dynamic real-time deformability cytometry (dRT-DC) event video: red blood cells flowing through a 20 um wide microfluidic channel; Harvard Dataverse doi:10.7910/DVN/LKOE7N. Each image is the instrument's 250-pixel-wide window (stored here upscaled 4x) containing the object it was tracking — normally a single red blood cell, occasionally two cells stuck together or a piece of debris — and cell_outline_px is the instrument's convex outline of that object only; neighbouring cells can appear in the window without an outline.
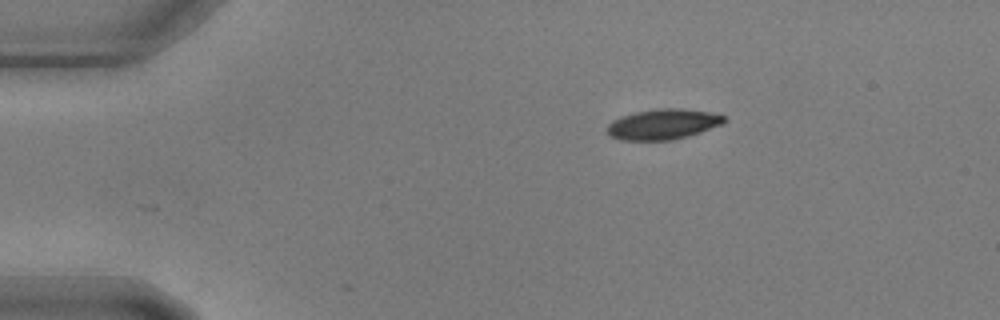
{"species": "common noctule bat (a hibernating species)", "species_latin": "Nyctalus noctula", "temperature_condition": "warm", "stored_images_in_passage": 3, "camera_frame_rate_fps": 3000, "um_per_image_px": 0.085, "animal": {"sex": "male", "body_mass_g": 17.9, "forearm_length_mm": 54.2}, "frame": {"image": 1, "passage_image": 1, "time_ms": 0.0, "image_size_px": [1000, 320], "cell_outline_px": [[728, 120], [724, 124], [688, 136], [672, 140], [620, 140], [608, 136], [608, 124], [612, 120], [620, 116], [636, 112], [656, 108], [680, 108], [708, 112], [724, 116]], "centroid_in_image_um": [56.35, 10.56], "position_along_channel_um": 28.7, "area_um2": 20.87}}